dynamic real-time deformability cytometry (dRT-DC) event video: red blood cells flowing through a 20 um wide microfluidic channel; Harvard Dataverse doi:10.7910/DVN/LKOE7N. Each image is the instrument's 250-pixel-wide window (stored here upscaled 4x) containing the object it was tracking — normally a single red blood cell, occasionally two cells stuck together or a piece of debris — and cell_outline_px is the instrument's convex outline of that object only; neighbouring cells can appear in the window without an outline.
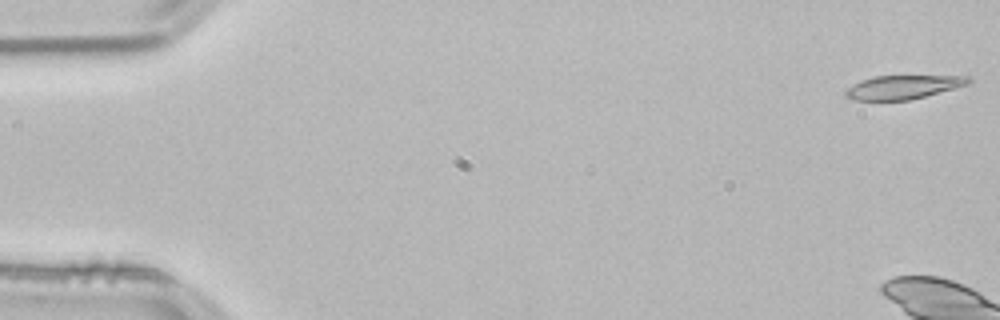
{"species": "common noctule bat (a hibernating species)", "species_latin": "Nyctalus noctula", "temperature_condition": "room temperature", "stored_images_in_passage": 6, "camera_frame_rate_fps": 3000, "um_per_image_px": 0.085, "animal": {"sex": "male", "body_mass_g": 21.5, "forearm_length_mm": 52.0}, "frame": {"image": 1, "passage_image": 1, "time_ms": 0.0, "image_size_px": [1000, 320], "cell_outline_px": [[972, 80], [968, 84], [912, 100], [852, 100], [844, 96], [844, 92], [848, 88], [860, 80], [876, 76], [972, 76]], "centroid_in_image_um": [76.75, 7.41], "position_along_channel_um": 8.2, "area_um2": 16.99}}